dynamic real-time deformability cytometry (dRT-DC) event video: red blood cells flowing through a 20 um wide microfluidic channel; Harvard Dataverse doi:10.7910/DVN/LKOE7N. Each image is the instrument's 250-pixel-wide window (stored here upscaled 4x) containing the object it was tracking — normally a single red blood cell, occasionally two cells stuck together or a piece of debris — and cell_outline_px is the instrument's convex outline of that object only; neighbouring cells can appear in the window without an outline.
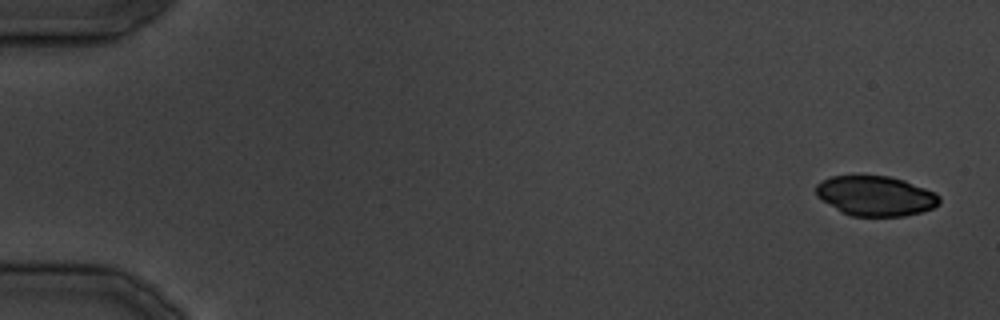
{"species": "common noctule bat (a hibernating species)", "species_latin": "Nyctalus noctula", "temperature_condition": "cold", "stored_images_in_passage": 12, "camera_frame_rate_fps": 3000, "um_per_image_px": 0.085, "animal": {"sex": "male", "body_mass_g": 19.5, "forearm_length_mm": 54.6}, "frame": {"image": 1, "passage_image": 1, "time_ms": 0.0, "image_size_px": [1000, 320], "cell_outline_px": [[940, 204], [932, 208], [920, 212], [904, 216], [852, 216], [840, 212], [816, 196], [816, 184], [820, 180], [832, 176], [888, 176], [904, 180], [936, 192], [940, 196]], "centroid_in_image_um": [74.42, 16.65], "position_along_channel_um": 10.6, "area_um2": 28.84}}